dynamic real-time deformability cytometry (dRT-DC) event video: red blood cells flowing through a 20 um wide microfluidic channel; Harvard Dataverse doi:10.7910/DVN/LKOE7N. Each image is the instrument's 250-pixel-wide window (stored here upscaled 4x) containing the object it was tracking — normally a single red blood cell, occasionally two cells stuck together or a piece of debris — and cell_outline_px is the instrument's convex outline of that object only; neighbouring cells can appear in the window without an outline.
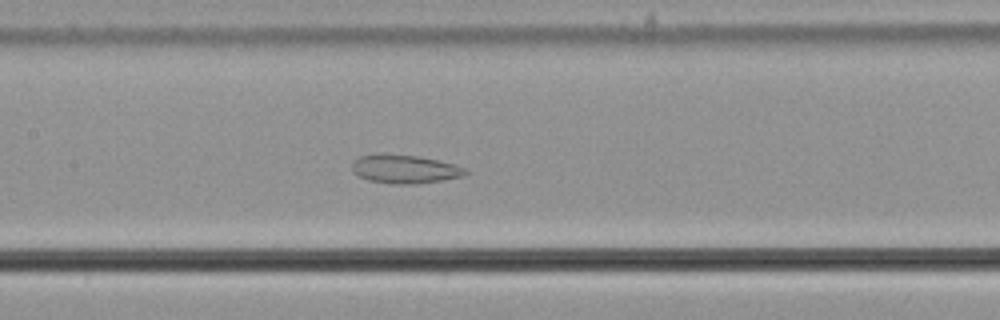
{"species": "common noctule bat (a hibernating species)", "species_latin": "Nyctalus noctula", "temperature_condition": "cold", "stored_images_in_passage": 59, "camera_frame_rate_fps": 3000, "um_per_image_px": 0.085, "animal": {"sex": "male", "body_mass_g": 21.5, "forearm_length_mm": 52.0}, "frame": {"image": 1, "passage_image": 29, "time_ms": 9.333, "image_size_px": [1000, 320], "cell_outline_px": [[468, 172], [464, 176], [444, 180], [416, 184], [388, 184], [368, 180], [356, 176], [352, 172], [352, 164], [360, 156], [420, 156], [456, 164], [468, 168]], "centroid_in_image_um": [34.48, 14.42], "position_along_channel_um": 172.9, "area_um2": 18.67}}
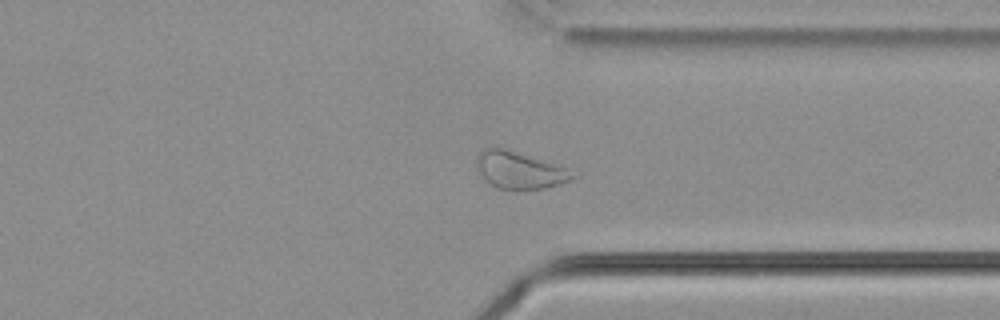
{"frame": {"image": 2, "passage_image": 45, "time_ms": 14.667, "image_size_px": [1000, 320], "cell_outline_px": [[580, 176], [572, 180], [560, 184], [544, 188], [520, 192], [516, 192], [496, 188], [488, 184], [480, 176], [476, 168], [476, 156], [480, 148], [504, 148], [568, 168]], "centroid_in_image_um": [44.14, 14.51], "position_along_channel_um": 367.3, "area_um2": 21.62}}
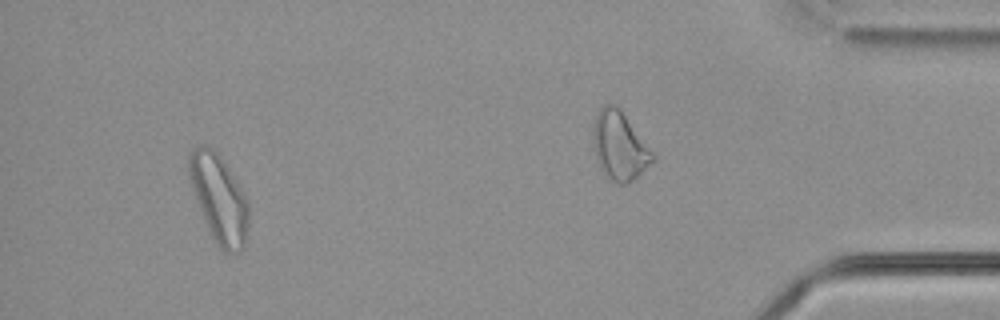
{"frame": {"image": 3, "passage_image": 55, "time_ms": 18.0, "image_size_px": [1000, 320], "cell_outline_px": [[248, 224], [244, 248], [232, 252], [224, 252], [216, 244], [208, 232], [192, 192], [188, 176], [188, 152], [192, 148], [204, 144], [212, 148], [220, 156], [228, 168], [248, 200]], "centroid_in_image_um": [18.57, 16.87], "position_along_channel_um": 416.6, "area_um2": 30.81}, "authors_computed_cell_mechanics": {"area_um2": 25.7788, "velocity_mm_per_s": 3.6382, "shape_relaxation_time_tau1_ms": null, "shape_relaxation_time_tau2_ms": 3.6784, "deformation_change_tau1": null, "deformation_change_tau2": 0.0966}}